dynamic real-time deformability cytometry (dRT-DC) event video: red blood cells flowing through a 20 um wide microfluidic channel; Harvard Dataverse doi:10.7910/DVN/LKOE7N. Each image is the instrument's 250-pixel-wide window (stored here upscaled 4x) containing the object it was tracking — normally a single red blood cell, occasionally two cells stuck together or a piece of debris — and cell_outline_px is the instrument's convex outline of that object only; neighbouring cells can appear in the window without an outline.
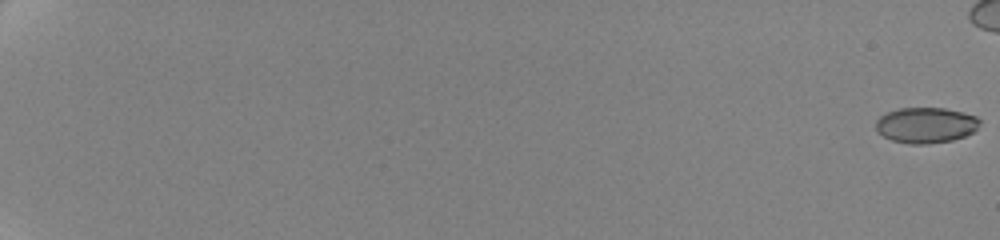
{"species": "human", "species_latin": "Homo sapiens", "temperature_condition": "cold", "stored_images_in_passage": 38, "camera_frame_rate_fps": 3000, "um_per_image_px": 0.085, "donor": {"sex": "female"}, "frame": {"image": 1, "passage_image": 1, "time_ms": 0.0, "image_size_px": [1000, 240], "cell_outline_px": [[980, 120], [976, 128], [972, 132], [964, 136], [952, 140], [924, 144], [912, 144], [892, 140], [884, 136], [876, 128], [876, 120], [880, 116], [888, 112], [900, 108], [944, 108], [976, 116]], "centroid_in_image_um": [78.68, 10.63], "position_along_channel_um": 6.3, "area_um2": 21.21}}
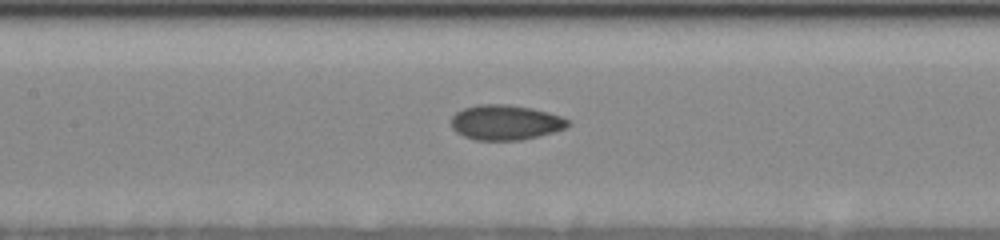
{"frame": {"image": 2, "passage_image": 22, "time_ms": 11.333, "image_size_px": [1000, 240], "cell_outline_px": [[572, 124], [564, 128], [552, 132], [520, 140], [476, 140], [464, 136], [456, 132], [452, 128], [452, 116], [456, 112], [464, 108], [476, 104], [508, 104], [532, 108], [548, 112], [560, 116], [568, 120]], "centroid_in_image_um": [42.94, 10.39], "position_along_channel_um": 164.5, "area_um2": 23.76}}
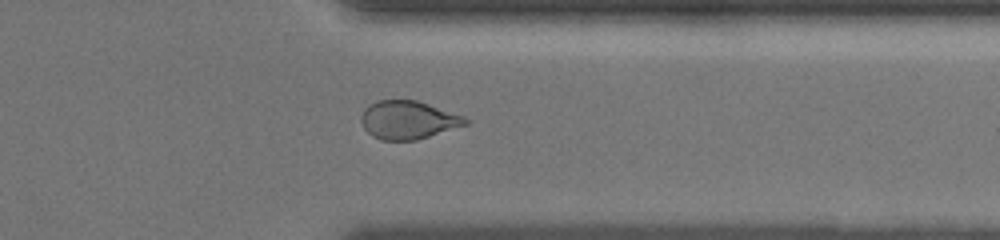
{"frame": {"image": 3, "passage_image": 33, "time_ms": 17.333, "image_size_px": [1000, 240], "cell_outline_px": [[468, 124], [416, 140], [380, 140], [372, 136], [364, 128], [360, 120], [360, 116], [364, 108], [368, 104], [376, 100], [416, 100], [464, 116], [468, 120]], "centroid_in_image_um": [34.64, 10.19], "position_along_channel_um": 376.8, "area_um2": 23.24}, "authors_computed_cell_mechanics": {"area_um2": 22.8021, "velocity_mm_per_s": 3.5375, "shape_relaxation_time_tau1_ms": 8.0334, "shape_relaxation_time_tau2_ms": 1.6745, "deformation_change_tau1": 0.1447, "deformation_change_tau2": 0.0515}}